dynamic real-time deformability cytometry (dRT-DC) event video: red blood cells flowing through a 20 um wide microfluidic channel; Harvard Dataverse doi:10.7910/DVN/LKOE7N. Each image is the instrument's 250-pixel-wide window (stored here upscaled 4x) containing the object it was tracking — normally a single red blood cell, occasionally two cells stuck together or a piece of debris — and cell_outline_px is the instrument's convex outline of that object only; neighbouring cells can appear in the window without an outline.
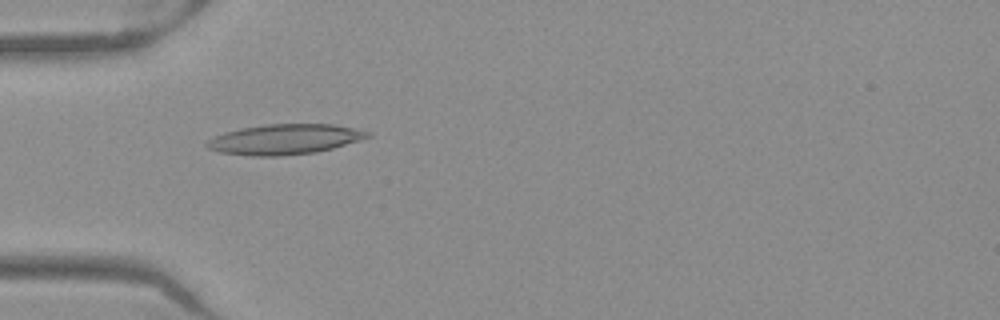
{"species": "Egyptian fruit bat (a non-hibernating species)", "species_latin": "Rousettus aegyptiacus", "temperature_condition": "warm", "stored_images_in_passage": 51, "camera_frame_rate_fps": 3000, "um_per_image_px": 0.085, "frame": {"image": 1, "passage_image": 16, "time_ms": 5.0, "image_size_px": [1000, 320], "cell_outline_px": [[372, 136], [332, 148], [316, 152], [280, 156], [252, 156], [220, 152], [208, 148], [204, 144], [208, 140], [224, 132], [240, 128], [268, 124], [332, 124], [372, 132]], "centroid_in_image_um": [24.18, 11.84], "position_along_channel_um": 60.8, "area_um2": 28.15}}
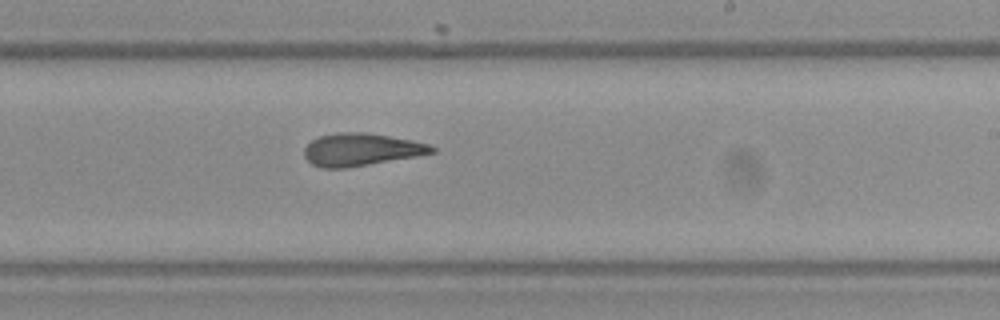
{"frame": {"image": 2, "passage_image": 31, "time_ms": 10.0, "image_size_px": [1000, 320], "cell_outline_px": [[436, 152], [416, 156], [348, 168], [320, 168], [312, 164], [304, 156], [304, 148], [312, 140], [320, 136], [340, 132], [368, 132], [412, 140], [428, 144], [436, 148]], "centroid_in_image_um": [30.69, 12.71], "position_along_channel_um": 258.3, "area_um2": 24.22}}
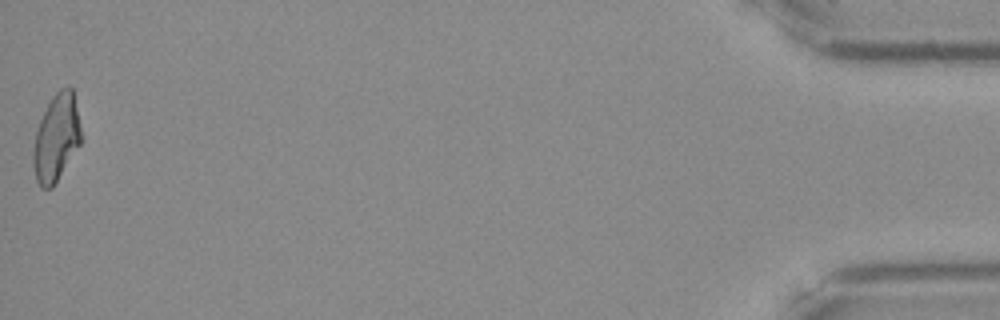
{"frame": {"image": 3, "passage_image": 51, "time_ms": 16.667, "image_size_px": [1000, 320], "cell_outline_px": [[80, 144], [52, 188], [40, 188], [36, 180], [32, 164], [32, 152], [36, 132], [40, 120], [52, 96], [60, 88], [68, 84], [72, 88], [80, 128]], "centroid_in_image_um": [4.75, 11.73], "position_along_channel_um": 430.4, "area_um2": 24.04}, "authors_computed_cell_mechanics": {"area_um2": 25.0852, "velocity_mm_per_s": 3.9983, "shape_relaxation_time_tau1_ms": null, "shape_relaxation_time_tau2_ms": 2.4901, "deformation_change_tau1": null, "deformation_change_tau2": 0.12}}